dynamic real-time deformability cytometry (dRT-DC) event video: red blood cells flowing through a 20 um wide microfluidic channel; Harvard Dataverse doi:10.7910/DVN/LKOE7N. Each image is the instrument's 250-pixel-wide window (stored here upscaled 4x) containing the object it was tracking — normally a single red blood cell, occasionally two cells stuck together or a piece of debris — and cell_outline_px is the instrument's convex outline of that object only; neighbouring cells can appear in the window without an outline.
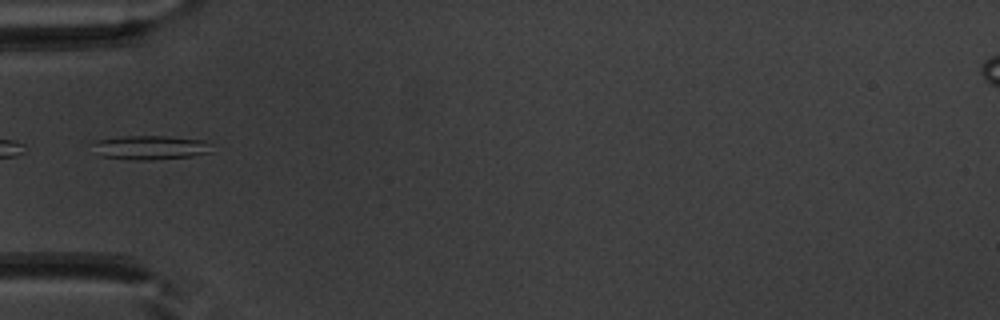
{"species": "common noctule bat (a hibernating species)", "species_latin": "Nyctalus noctula", "temperature_condition": "warm", "stored_images_in_passage": 9, "camera_frame_rate_fps": 3000, "um_per_image_px": 0.085, "animal": {"sex": "male", "body_mass_g": 20.1, "forearm_length_mm": 53.5}, "frame": {"image": 1, "passage_image": 1, "time_ms": 0.0, "image_size_px": [1000, 320], "cell_outline_px": [[212, 152], [192, 156], [152, 160], [136, 160], [100, 156], [88, 144], [96, 140], [120, 136], [164, 136], [204, 140], [208, 144]], "centroid_in_image_um": [12.69, 12.54], "position_along_channel_um": 72.3, "area_um2": 16.88}}